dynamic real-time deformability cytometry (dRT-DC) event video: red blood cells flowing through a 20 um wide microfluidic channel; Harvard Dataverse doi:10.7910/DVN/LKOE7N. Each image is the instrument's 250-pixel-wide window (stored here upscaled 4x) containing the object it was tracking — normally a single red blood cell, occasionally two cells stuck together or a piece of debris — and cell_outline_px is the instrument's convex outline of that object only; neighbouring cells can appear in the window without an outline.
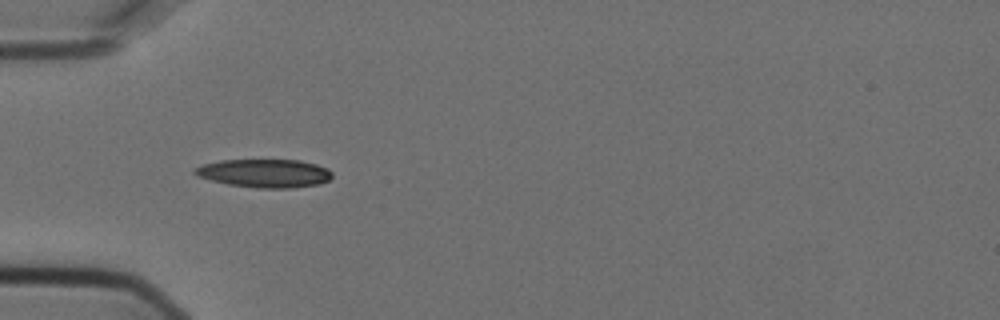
{"species": "Egyptian fruit bat (a non-hibernating species)", "species_latin": "Rousettus aegyptiacus", "temperature_condition": "cold", "stored_images_in_passage": 4, "camera_frame_rate_fps": 3000, "um_per_image_px": 0.085, "animal": {"sex": "female"}, "frame": {"image": 1, "passage_image": 3, "time_ms": 0.667, "image_size_px": [1000, 320], "cell_outline_px": [[332, 176], [328, 180], [320, 184], [292, 188], [256, 188], [228, 184], [196, 176], [192, 172], [192, 168], [204, 164], [220, 160], [300, 160], [316, 164], [328, 168], [332, 172]], "centroid_in_image_um": [22.48, 14.72], "position_along_channel_um": 62.5, "area_um2": 22.83}}
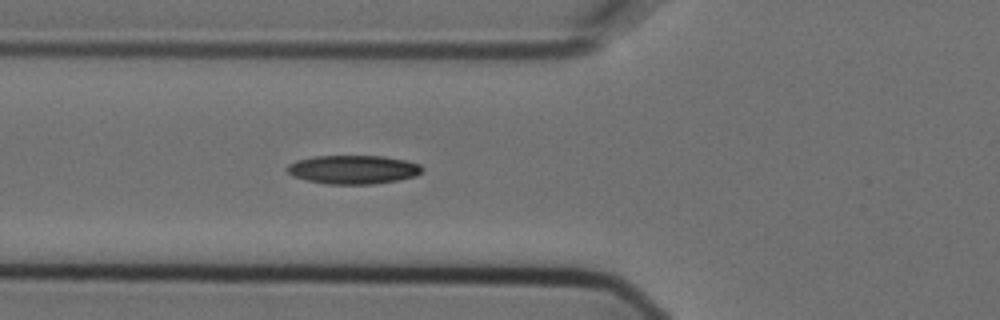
{"frame": {"image": 2, "passage_image": 4, "time_ms": 1.0, "image_size_px": [1000, 320], "cell_outline_px": [[424, 168], [416, 176], [396, 180], [372, 184], [324, 184], [292, 176], [284, 168], [288, 164], [296, 160], [312, 156], [384, 156], [404, 160], [420, 164]], "centroid_in_image_um": [29.98, 14.4], "position_along_channel_um": 95.8, "area_um2": 22.66}}